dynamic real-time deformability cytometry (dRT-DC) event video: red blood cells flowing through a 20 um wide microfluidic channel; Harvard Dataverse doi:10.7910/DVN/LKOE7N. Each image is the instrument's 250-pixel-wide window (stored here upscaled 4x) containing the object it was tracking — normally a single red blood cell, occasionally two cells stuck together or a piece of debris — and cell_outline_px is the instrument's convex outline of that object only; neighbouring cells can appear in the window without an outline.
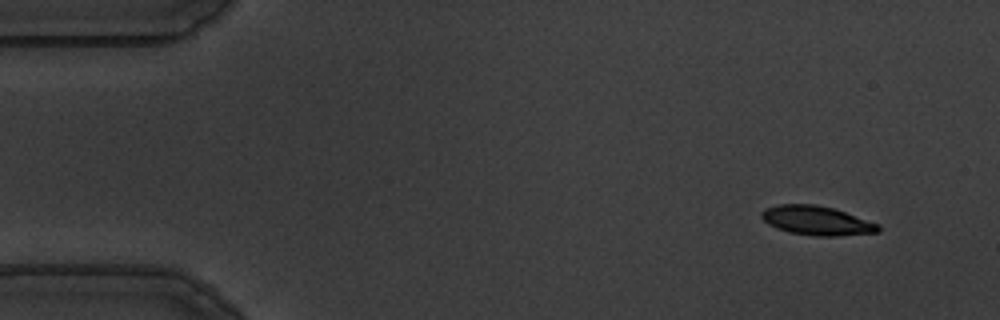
{"species": "common noctule bat (a hibernating species)", "species_latin": "Nyctalus noctula", "temperature_condition": "warm", "stored_images_in_passage": 52, "camera_frame_rate_fps": 3000, "um_per_image_px": 0.085, "animal": {"sex": "male", "body_mass_g": 19.5, "forearm_length_mm": 54.6}, "frame": {"image": 1, "passage_image": 1, "time_ms": 0.0, "image_size_px": [1000, 320], "cell_outline_px": [[880, 232], [836, 236], [816, 236], [788, 232], [776, 228], [768, 224], [760, 216], [760, 212], [764, 208], [776, 204], [812, 204], [832, 208], [880, 224]], "centroid_in_image_um": [69.38, 18.75], "position_along_channel_um": 15.6, "area_um2": 19.88}}
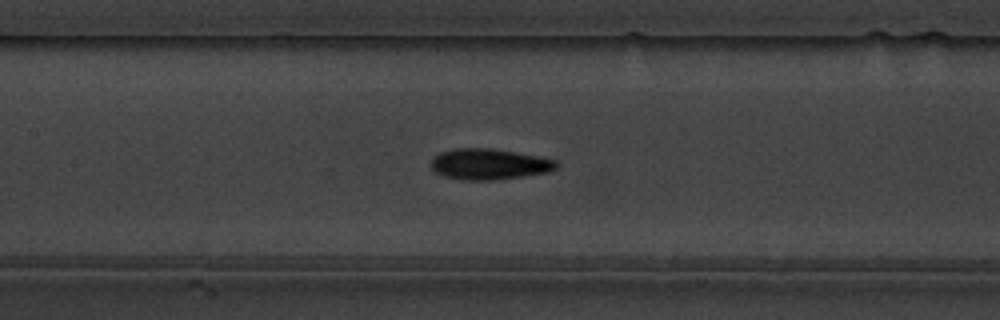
{"frame": {"image": 2, "passage_image": 22, "time_ms": 7.0, "image_size_px": [1000, 320], "cell_outline_px": [[560, 164], [556, 168], [548, 172], [492, 180], [464, 180], [444, 176], [436, 172], [432, 168], [432, 156], [440, 152], [452, 148], [492, 148], [536, 156], [556, 160]], "centroid_in_image_um": [41.55, 13.94], "position_along_channel_um": 165.9, "area_um2": 22.43}}
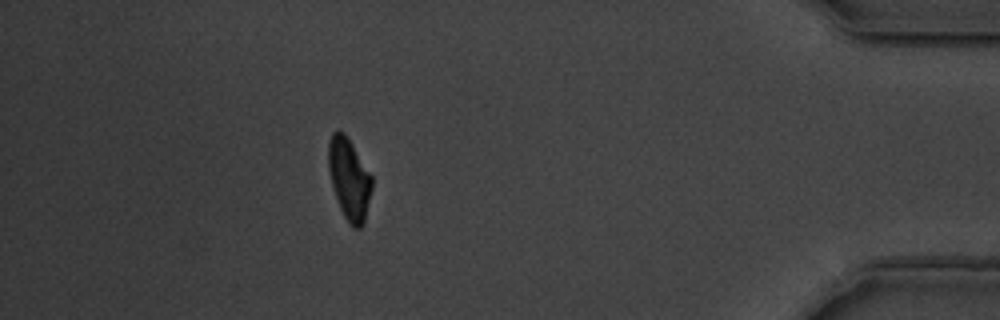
{"frame": {"image": 3, "passage_image": 46, "time_ms": 15.0, "image_size_px": [1000, 320], "cell_outline_px": [[372, 188], [364, 224], [360, 228], [352, 228], [344, 216], [340, 208], [332, 184], [328, 168], [328, 144], [332, 132], [344, 132], [348, 136], [372, 176]], "centroid_in_image_um": [29.69, 15.21], "position_along_channel_um": 405.5, "area_um2": 20.63}, "authors_computed_cell_mechanics": {"area_um2": 21.4727, "velocity_mm_per_s": 3.6181, "shape_relaxation_time_tau1_ms": 4.1034, "shape_relaxation_time_tau2_ms": 2.5263, "deformation_change_tau1": 0.1597, "deformation_change_tau2": 0.069}}